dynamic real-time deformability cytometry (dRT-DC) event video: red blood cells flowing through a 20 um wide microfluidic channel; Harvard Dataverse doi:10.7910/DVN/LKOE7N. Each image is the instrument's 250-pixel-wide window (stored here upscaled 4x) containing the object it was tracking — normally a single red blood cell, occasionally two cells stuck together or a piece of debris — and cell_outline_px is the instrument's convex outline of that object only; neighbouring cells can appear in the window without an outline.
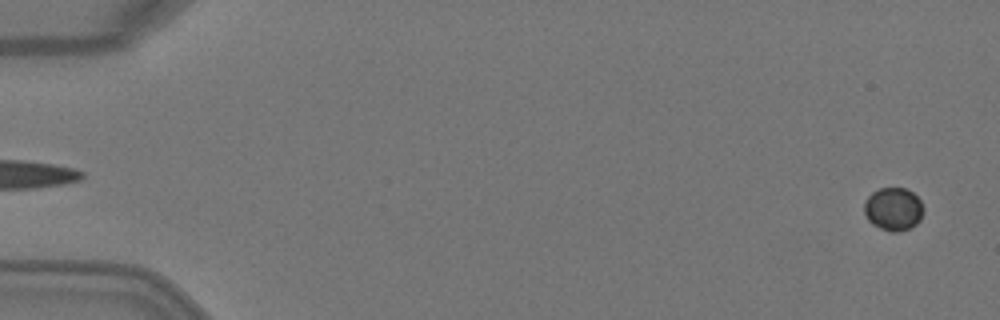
{"species": "Egyptian fruit bat (a non-hibernating species)", "species_latin": "Rousettus aegyptiacus", "temperature_condition": "warm", "stored_images_in_passage": 4, "segment_of_instrument_passage": [2, 2], "camera_frame_rate_fps": 3000, "um_per_image_px": 0.085, "animal": {"sex": "female"}, "frame": {"image": 1, "passage_image": 4, "time_ms": 1.0, "image_size_px": [1000, 320], "cell_outline_px": [[924, 212], [920, 220], [916, 224], [900, 232], [892, 232], [880, 228], [872, 224], [868, 220], [864, 212], [864, 200], [872, 192], [880, 188], [904, 188], [912, 192], [920, 200], [924, 208]], "centroid_in_image_um": [75.93, 17.77], "position_along_channel_um": 9.1, "area_um2": 14.97}}